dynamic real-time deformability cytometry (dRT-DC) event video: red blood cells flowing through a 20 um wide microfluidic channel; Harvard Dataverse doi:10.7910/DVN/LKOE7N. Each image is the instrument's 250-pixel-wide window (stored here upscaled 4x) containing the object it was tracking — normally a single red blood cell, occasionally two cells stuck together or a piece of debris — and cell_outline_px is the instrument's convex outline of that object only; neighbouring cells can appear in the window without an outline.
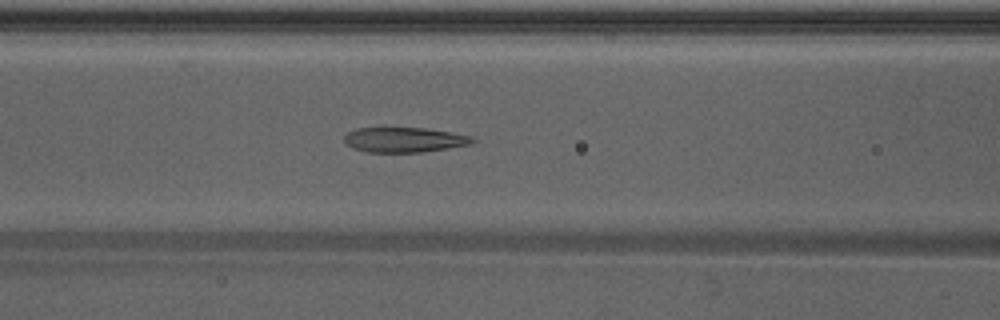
{"species": "Egyptian fruit bat (a non-hibernating species)", "species_latin": "Rousettus aegyptiacus", "temperature_condition": "warm", "stored_images_in_passage": 36, "camera_frame_rate_fps": 3000, "um_per_image_px": 0.085, "animal": {"sex": "male"}, "frame": {"image": 1, "passage_image": 9, "time_ms": 2.667, "image_size_px": [1000, 320], "cell_outline_px": [[476, 140], [472, 144], [424, 152], [368, 152], [352, 148], [344, 140], [344, 136], [348, 132], [356, 128], [428, 128], [472, 136]], "centroid_in_image_um": [34.39, 11.88], "position_along_channel_um": 132.2, "area_um2": 18.67}}
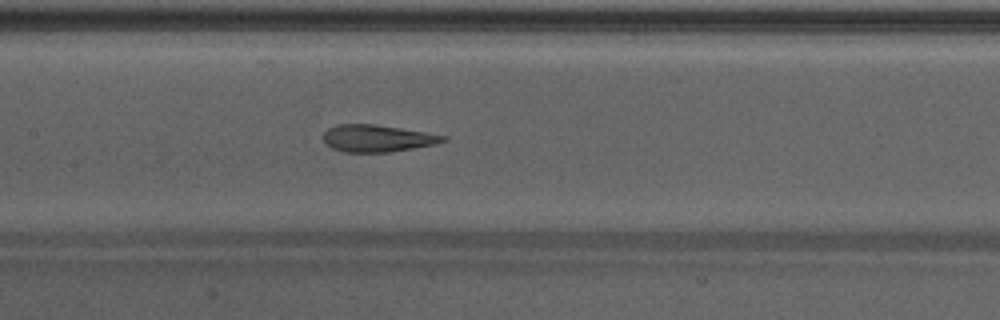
{"frame": {"image": 2, "passage_image": 12, "time_ms": 3.667, "image_size_px": [1000, 320], "cell_outline_px": [[448, 140], [436, 144], [388, 152], [344, 152], [332, 148], [324, 140], [324, 132], [328, 128], [340, 124], [376, 124], [448, 136]], "centroid_in_image_um": [32.09, 11.75], "position_along_channel_um": 175.3, "area_um2": 18.73}}
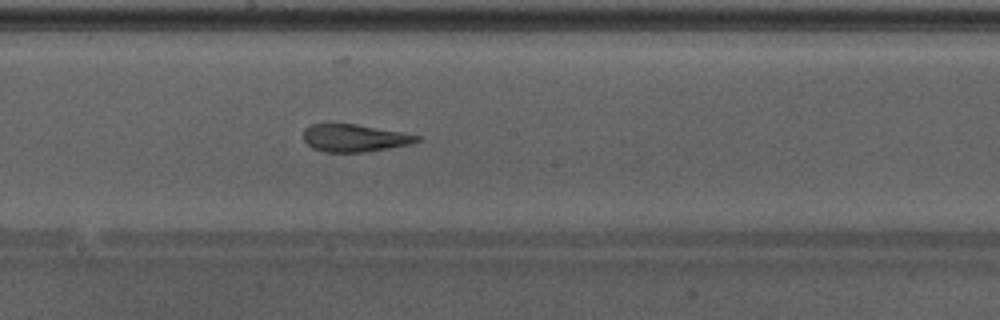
{"frame": {"image": 3, "passage_image": 15, "time_ms": 4.667, "image_size_px": [1000, 320], "cell_outline_px": [[420, 140], [412, 144], [364, 152], [324, 152], [312, 148], [304, 140], [304, 128], [312, 124], [328, 120], [356, 124], [404, 132], [420, 136]], "centroid_in_image_um": [30.08, 11.69], "position_along_channel_um": 218.1, "area_um2": 18.84}, "authors_computed_cell_mechanics": {"area_um2": 19.8832, "velocity_mm_per_s": 4.2965, "shape_relaxation_time_tau1_ms": 5.0691, "shape_relaxation_time_tau2_ms": 0.7147, "deformation_change_tau1": 0.2027, "deformation_change_tau2": 0.0927}}